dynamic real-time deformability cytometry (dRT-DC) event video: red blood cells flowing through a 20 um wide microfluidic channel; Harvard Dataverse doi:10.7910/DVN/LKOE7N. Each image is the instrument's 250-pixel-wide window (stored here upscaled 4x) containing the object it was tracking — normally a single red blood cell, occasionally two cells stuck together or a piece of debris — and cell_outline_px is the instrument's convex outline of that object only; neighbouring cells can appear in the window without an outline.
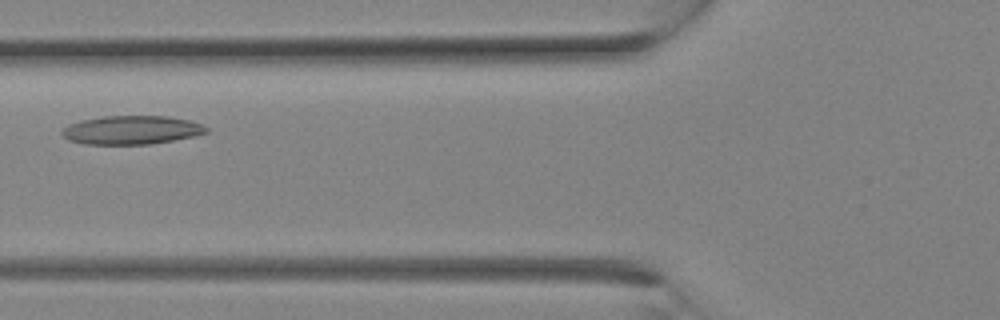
{"species": "Egyptian fruit bat (a non-hibernating species)", "species_latin": "Rousettus aegyptiacus", "temperature_condition": "room temperature", "stored_images_in_passage": 8, "camera_frame_rate_fps": 3000, "um_per_image_px": 0.085, "animal": {"sex": "female"}, "frame": {"image": 1, "passage_image": 7, "time_ms": 2.0, "image_size_px": [1000, 320], "cell_outline_px": [[208, 132], [196, 136], [148, 144], [84, 144], [68, 140], [60, 132], [68, 124], [80, 120], [104, 116], [168, 116], [188, 120], [200, 124], [208, 128]], "centroid_in_image_um": [11.16, 11.05], "position_along_channel_um": 114.6, "area_um2": 24.04}}